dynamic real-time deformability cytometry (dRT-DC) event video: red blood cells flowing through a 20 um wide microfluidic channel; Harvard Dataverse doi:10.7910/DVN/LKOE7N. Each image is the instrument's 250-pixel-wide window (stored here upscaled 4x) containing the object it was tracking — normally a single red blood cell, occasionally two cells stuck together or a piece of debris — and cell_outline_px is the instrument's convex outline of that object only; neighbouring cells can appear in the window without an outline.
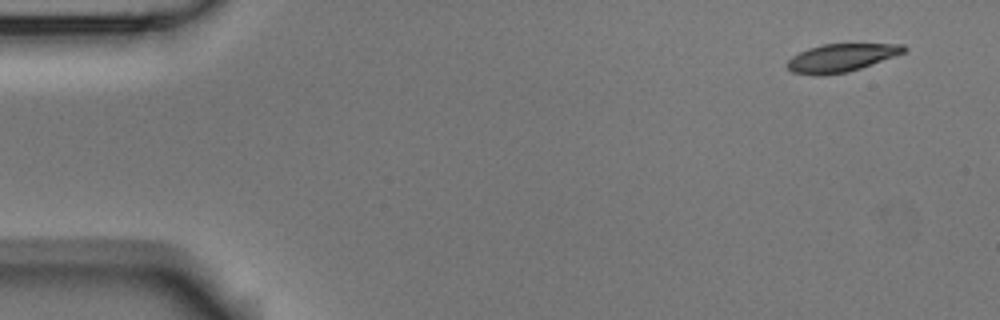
{"species": "Egyptian fruit bat (a non-hibernating species)", "species_latin": "Rousettus aegyptiacus", "temperature_condition": "room temperature", "stored_images_in_passage": 5, "camera_frame_rate_fps": 3000, "um_per_image_px": 0.085, "animal": {"sex": "male"}, "frame": {"image": 1, "passage_image": 1, "time_ms": 0.0, "image_size_px": [1000, 320], "cell_outline_px": [[908, 48], [904, 52], [860, 68], [848, 72], [820, 76], [816, 76], [792, 72], [784, 64], [792, 56], [808, 48], [820, 44], [904, 44]], "centroid_in_image_um": [71.44, 4.92], "position_along_channel_um": 13.6, "area_um2": 19.02}}